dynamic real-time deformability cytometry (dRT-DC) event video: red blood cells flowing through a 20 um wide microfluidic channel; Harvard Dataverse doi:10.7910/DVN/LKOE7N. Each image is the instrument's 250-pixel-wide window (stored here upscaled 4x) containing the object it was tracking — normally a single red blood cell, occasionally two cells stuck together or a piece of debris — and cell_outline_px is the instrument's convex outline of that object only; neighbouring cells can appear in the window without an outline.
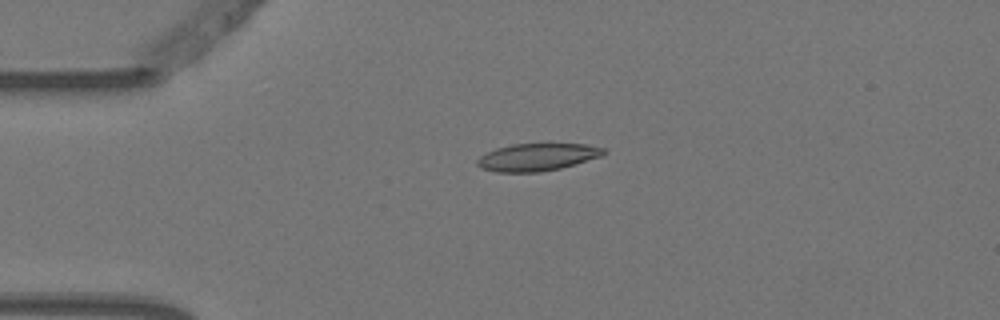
{"species": "Egyptian fruit bat (a non-hibernating species)", "species_latin": "Rousettus aegyptiacus", "temperature_condition": "warm", "stored_images_in_passage": 3, "camera_frame_rate_fps": 3000, "um_per_image_px": 0.085, "animal": {"sex": "female"}, "frame": {"image": 1, "passage_image": 1, "time_ms": 0.0, "image_size_px": [1000, 320], "cell_outline_px": [[608, 152], [604, 156], [560, 168], [540, 172], [496, 172], [480, 168], [476, 164], [476, 160], [480, 156], [496, 148], [512, 144], [588, 144], [608, 148]], "centroid_in_image_um": [45.72, 13.35], "position_along_channel_um": 39.3, "area_um2": 20.46}}
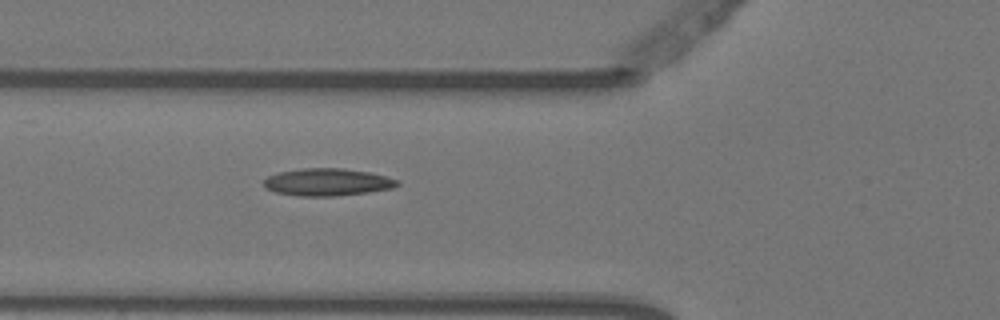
{"frame": {"image": 2, "passage_image": 3, "time_ms": 0.667, "image_size_px": [1000, 320], "cell_outline_px": [[400, 184], [392, 188], [368, 192], [336, 196], [300, 196], [276, 192], [264, 188], [264, 180], [268, 176], [280, 172], [300, 168], [344, 168], [368, 172], [384, 176], [396, 180]], "centroid_in_image_um": [27.79, 15.48], "position_along_channel_um": 98.0, "area_um2": 21.15}}